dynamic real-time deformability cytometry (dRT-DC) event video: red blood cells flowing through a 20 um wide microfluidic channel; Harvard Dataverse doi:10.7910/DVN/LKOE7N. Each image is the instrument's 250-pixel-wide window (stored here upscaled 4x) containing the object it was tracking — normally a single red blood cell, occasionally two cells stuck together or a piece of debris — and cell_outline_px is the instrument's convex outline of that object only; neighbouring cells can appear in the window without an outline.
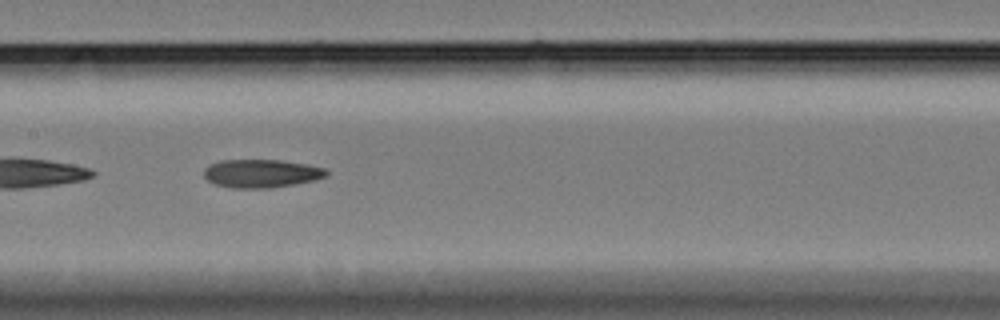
{"species": "Egyptian fruit bat (a non-hibernating species)", "species_latin": "Rousettus aegyptiacus", "temperature_condition": "cold", "stored_images_in_passage": 16, "camera_frame_rate_fps": 3000, "um_per_image_px": 0.085, "animal": {"sex": "female"}, "frame": {"image": 1, "passage_image": 11, "time_ms": 3.333, "image_size_px": [1000, 320], "cell_outline_px": [[328, 176], [316, 180], [272, 188], [232, 188], [216, 184], [208, 180], [204, 176], [204, 168], [208, 164], [220, 160], [284, 160], [308, 164], [324, 168], [328, 172]], "centroid_in_image_um": [22.23, 14.74], "position_along_channel_um": 185.2, "area_um2": 20.4}}